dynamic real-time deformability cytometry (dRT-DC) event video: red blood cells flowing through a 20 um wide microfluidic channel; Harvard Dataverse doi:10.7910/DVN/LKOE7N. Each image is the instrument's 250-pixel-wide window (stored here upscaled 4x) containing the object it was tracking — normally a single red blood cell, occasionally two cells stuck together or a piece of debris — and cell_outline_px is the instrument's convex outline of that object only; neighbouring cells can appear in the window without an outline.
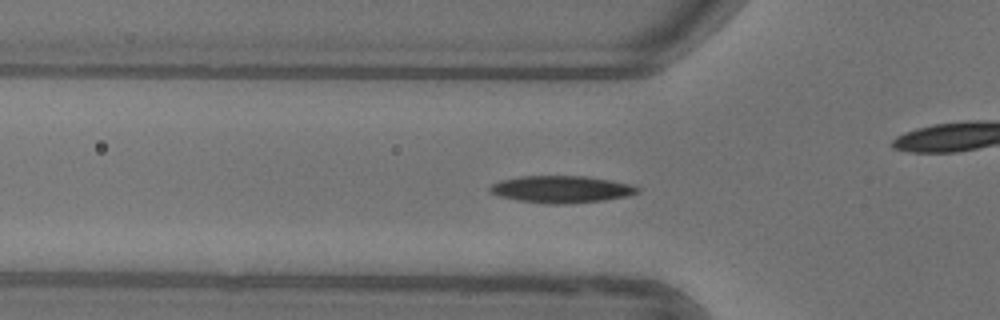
{"species": "common noctule bat (a hibernating species)", "species_latin": "Nyctalus noctula", "temperature_condition": "warm", "stored_images_in_passage": 52, "camera_frame_rate_fps": 3000, "um_per_image_px": 0.085, "animal": {"sex": "female"}, "frame": {"image": 1, "passage_image": 17, "time_ms": 5.333, "image_size_px": [1000, 320], "cell_outline_px": [[640, 192], [628, 196], [604, 200], [564, 204], [544, 204], [520, 200], [500, 196], [488, 192], [488, 188], [492, 184], [500, 180], [520, 176], [584, 176], [632, 184], [640, 188]], "centroid_in_image_um": [47.71, 16.09], "position_along_channel_um": 78.1, "area_um2": 23.29}}
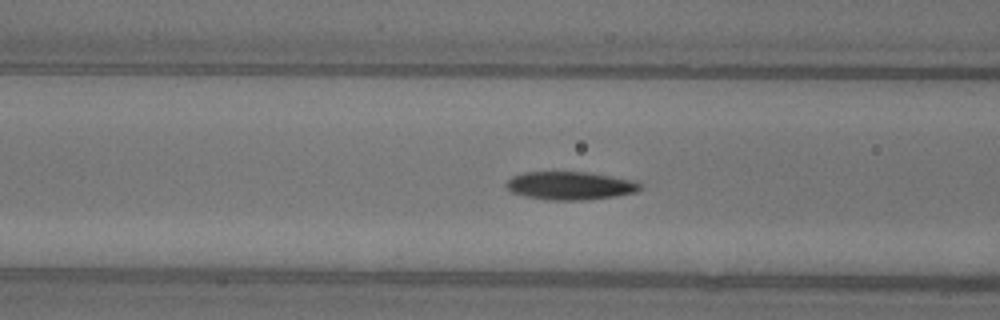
{"frame": {"image": 2, "passage_image": 20, "time_ms": 6.333, "image_size_px": [1000, 320], "cell_outline_px": [[644, 188], [636, 192], [616, 196], [584, 200], [552, 200], [528, 196], [512, 192], [504, 184], [512, 176], [524, 172], [588, 172], [636, 180]], "centroid_in_image_um": [48.52, 15.77], "position_along_channel_um": 118.1, "area_um2": 21.96}}
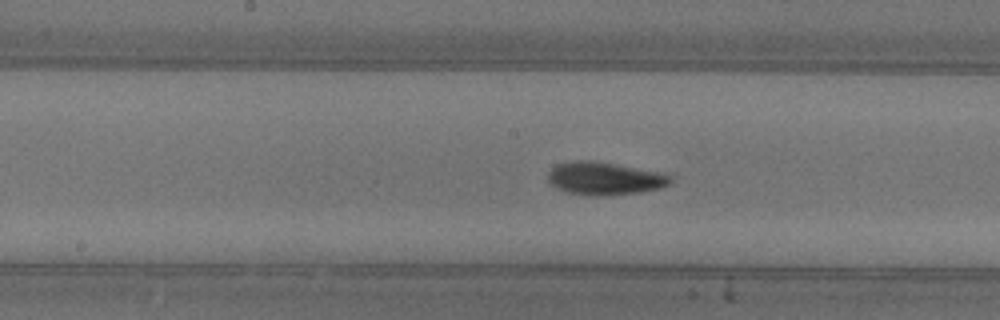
{"frame": {"image": 3, "passage_image": 26, "time_ms": 8.333, "image_size_px": [1000, 320], "cell_outline_px": [[672, 180], [668, 184], [660, 188], [640, 192], [600, 196], [588, 196], [564, 192], [548, 184], [548, 172], [556, 164], [580, 160], [592, 160], [664, 172], [672, 176]], "centroid_in_image_um": [51.37, 15.17], "position_along_channel_um": 196.8, "area_um2": 23.81}, "authors_computed_cell_mechanics": {"area_um2": 21.9062, "velocity_mm_per_s": 3.9264, "shape_relaxation_time_tau1_ms": 3.4422, "shape_relaxation_time_tau2_ms": 1.8401, "deformation_change_tau1": 0.1679, "deformation_change_tau2": 0.0715}}